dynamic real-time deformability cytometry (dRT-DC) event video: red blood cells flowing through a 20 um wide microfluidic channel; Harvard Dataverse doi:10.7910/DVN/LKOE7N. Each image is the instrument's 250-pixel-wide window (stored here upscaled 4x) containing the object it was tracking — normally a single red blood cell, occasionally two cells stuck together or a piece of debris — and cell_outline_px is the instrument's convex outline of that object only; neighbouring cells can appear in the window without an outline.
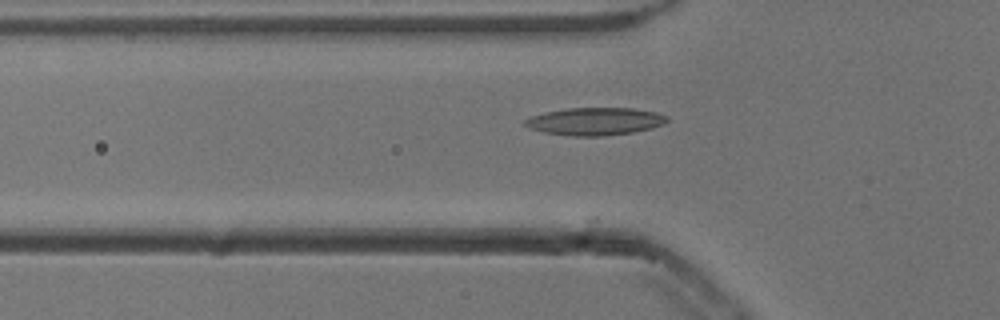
{"species": "common noctule bat (a hibernating species)", "species_latin": "Nyctalus noctula", "temperature_condition": "cold", "stored_images_in_passage": 35, "camera_frame_rate_fps": 3000, "um_per_image_px": 0.085, "animal": {"sex": "male", "body_mass_g": 13.3}, "frame": {"image": 1, "passage_image": 3, "time_ms": 0.667, "image_size_px": [1000, 320], "cell_outline_px": [[668, 120], [664, 124], [652, 128], [632, 132], [604, 136], [572, 136], [544, 132], [532, 128], [524, 124], [524, 120], [532, 116], [544, 112], [568, 108], [632, 108], [656, 112], [668, 116]], "centroid_in_image_um": [50.61, 10.31], "position_along_channel_um": 75.2, "area_um2": 22.77}}
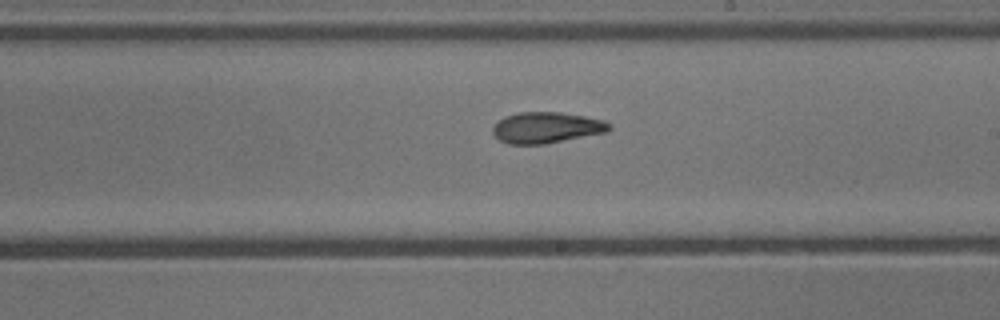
{"frame": {"image": 2, "passage_image": 16, "time_ms": 5.0, "image_size_px": [1000, 320], "cell_outline_px": [[612, 128], [608, 132], [544, 144], [508, 144], [500, 140], [492, 132], [492, 128], [504, 116], [520, 112], [560, 112], [584, 116], [604, 120], [612, 124]], "centroid_in_image_um": [46.48, 10.84], "position_along_channel_um": 242.5, "area_um2": 21.1}}
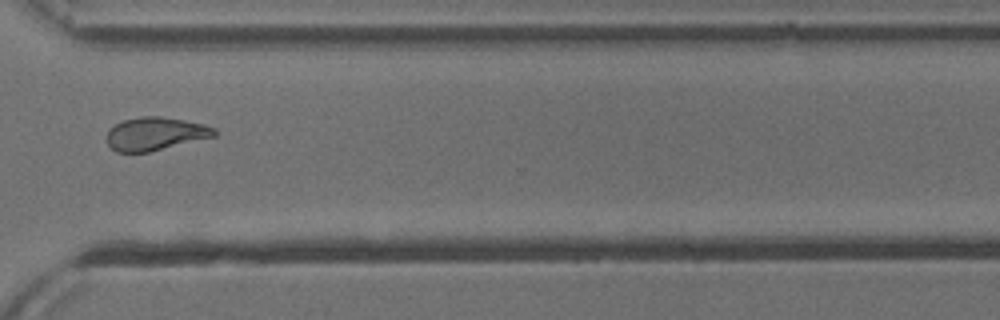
{"frame": {"image": 3, "passage_image": 25, "time_ms": 8.0, "image_size_px": [1000, 320], "cell_outline_px": [[216, 136], [148, 152], [116, 152], [108, 144], [108, 132], [116, 124], [124, 120], [140, 116], [160, 116], [184, 120], [204, 124], [216, 128]], "centroid_in_image_um": [13.23, 11.36], "position_along_channel_um": 357.4, "area_um2": 20.58}, "authors_computed_cell_mechanics": {"area_um2": 21.1548, "velocity_mm_per_s": 3.8403, "shape_relaxation_time_tau1_ms": null, "shape_relaxation_time_tau2_ms": 2.7496, "deformation_change_tau1": null, "deformation_change_tau2": 0.0989}}